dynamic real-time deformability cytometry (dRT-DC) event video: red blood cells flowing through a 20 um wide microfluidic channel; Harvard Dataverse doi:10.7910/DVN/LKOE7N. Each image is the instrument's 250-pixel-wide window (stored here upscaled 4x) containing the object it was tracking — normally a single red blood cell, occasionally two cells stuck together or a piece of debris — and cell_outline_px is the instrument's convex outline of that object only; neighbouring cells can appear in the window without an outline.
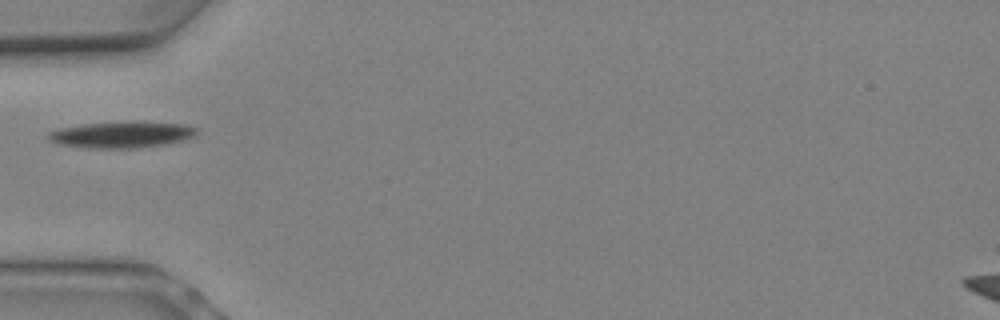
{"species": "Egyptian fruit bat (a non-hibernating species)", "species_latin": "Rousettus aegyptiacus", "temperature_condition": "warm", "stored_images_in_passage": 3, "camera_frame_rate_fps": 3000, "um_per_image_px": 0.085, "animal": {"sex": "female"}, "frame": {"image": 1, "passage_image": 1, "time_ms": 0.0, "image_size_px": [1000, 320], "cell_outline_px": [[200, 132], [196, 136], [188, 140], [164, 144], [136, 148], [88, 148], [56, 144], [48, 140], [48, 132], [60, 128], [84, 124], [132, 120], [184, 124], [200, 128]], "centroid_in_image_um": [10.42, 11.43], "position_along_channel_um": 74.6, "area_um2": 23.47}}